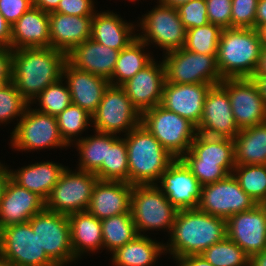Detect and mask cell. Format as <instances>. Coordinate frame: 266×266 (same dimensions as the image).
<instances>
[{
	"mask_svg": "<svg viewBox=\"0 0 266 266\" xmlns=\"http://www.w3.org/2000/svg\"><path fill=\"white\" fill-rule=\"evenodd\" d=\"M226 236V219L199 209L178 210L168 241L164 243L165 254L175 263L184 256L201 255Z\"/></svg>",
	"mask_w": 266,
	"mask_h": 266,
	"instance_id": "cell-1",
	"label": "cell"
},
{
	"mask_svg": "<svg viewBox=\"0 0 266 266\" xmlns=\"http://www.w3.org/2000/svg\"><path fill=\"white\" fill-rule=\"evenodd\" d=\"M67 55L52 47L13 50L12 83L31 103L47 86L62 78Z\"/></svg>",
	"mask_w": 266,
	"mask_h": 266,
	"instance_id": "cell-2",
	"label": "cell"
},
{
	"mask_svg": "<svg viewBox=\"0 0 266 266\" xmlns=\"http://www.w3.org/2000/svg\"><path fill=\"white\" fill-rule=\"evenodd\" d=\"M122 137L127 147L128 183L157 184L162 173L176 158L142 124Z\"/></svg>",
	"mask_w": 266,
	"mask_h": 266,
	"instance_id": "cell-3",
	"label": "cell"
},
{
	"mask_svg": "<svg viewBox=\"0 0 266 266\" xmlns=\"http://www.w3.org/2000/svg\"><path fill=\"white\" fill-rule=\"evenodd\" d=\"M262 45L255 28L222 29L217 67L223 79L251 78L257 69Z\"/></svg>",
	"mask_w": 266,
	"mask_h": 266,
	"instance_id": "cell-4",
	"label": "cell"
},
{
	"mask_svg": "<svg viewBox=\"0 0 266 266\" xmlns=\"http://www.w3.org/2000/svg\"><path fill=\"white\" fill-rule=\"evenodd\" d=\"M180 159L202 186L211 184L232 174L236 166L234 141L198 133Z\"/></svg>",
	"mask_w": 266,
	"mask_h": 266,
	"instance_id": "cell-5",
	"label": "cell"
},
{
	"mask_svg": "<svg viewBox=\"0 0 266 266\" xmlns=\"http://www.w3.org/2000/svg\"><path fill=\"white\" fill-rule=\"evenodd\" d=\"M130 211L138 235L162 231L168 237L178 212L156 184L132 186Z\"/></svg>",
	"mask_w": 266,
	"mask_h": 266,
	"instance_id": "cell-6",
	"label": "cell"
},
{
	"mask_svg": "<svg viewBox=\"0 0 266 266\" xmlns=\"http://www.w3.org/2000/svg\"><path fill=\"white\" fill-rule=\"evenodd\" d=\"M156 1L157 5L138 17L137 37L149 47L162 49V55L184 48L186 29L180 20L177 9L166 6L159 0Z\"/></svg>",
	"mask_w": 266,
	"mask_h": 266,
	"instance_id": "cell-7",
	"label": "cell"
},
{
	"mask_svg": "<svg viewBox=\"0 0 266 266\" xmlns=\"http://www.w3.org/2000/svg\"><path fill=\"white\" fill-rule=\"evenodd\" d=\"M10 133L9 148L15 151L35 152L42 149H69L63 140L55 116L38 112L29 105Z\"/></svg>",
	"mask_w": 266,
	"mask_h": 266,
	"instance_id": "cell-8",
	"label": "cell"
},
{
	"mask_svg": "<svg viewBox=\"0 0 266 266\" xmlns=\"http://www.w3.org/2000/svg\"><path fill=\"white\" fill-rule=\"evenodd\" d=\"M141 124L175 158H181L191 147L198 134L197 126L161 105L145 111Z\"/></svg>",
	"mask_w": 266,
	"mask_h": 266,
	"instance_id": "cell-9",
	"label": "cell"
},
{
	"mask_svg": "<svg viewBox=\"0 0 266 266\" xmlns=\"http://www.w3.org/2000/svg\"><path fill=\"white\" fill-rule=\"evenodd\" d=\"M166 81L172 84H211L223 80L217 67V55L198 54L184 48L162 55Z\"/></svg>",
	"mask_w": 266,
	"mask_h": 266,
	"instance_id": "cell-10",
	"label": "cell"
},
{
	"mask_svg": "<svg viewBox=\"0 0 266 266\" xmlns=\"http://www.w3.org/2000/svg\"><path fill=\"white\" fill-rule=\"evenodd\" d=\"M30 225L37 234L41 249L56 266H71L79 262L71 247L70 222L68 215L44 209L35 214Z\"/></svg>",
	"mask_w": 266,
	"mask_h": 266,
	"instance_id": "cell-11",
	"label": "cell"
},
{
	"mask_svg": "<svg viewBox=\"0 0 266 266\" xmlns=\"http://www.w3.org/2000/svg\"><path fill=\"white\" fill-rule=\"evenodd\" d=\"M98 180L94 173L67 166L45 201V209L63 215L86 211Z\"/></svg>",
	"mask_w": 266,
	"mask_h": 266,
	"instance_id": "cell-12",
	"label": "cell"
},
{
	"mask_svg": "<svg viewBox=\"0 0 266 266\" xmlns=\"http://www.w3.org/2000/svg\"><path fill=\"white\" fill-rule=\"evenodd\" d=\"M141 116L121 86L109 85L92 115V130L125 136L141 124Z\"/></svg>",
	"mask_w": 266,
	"mask_h": 266,
	"instance_id": "cell-13",
	"label": "cell"
},
{
	"mask_svg": "<svg viewBox=\"0 0 266 266\" xmlns=\"http://www.w3.org/2000/svg\"><path fill=\"white\" fill-rule=\"evenodd\" d=\"M0 257L16 266H56L41 249L29 221L0 228Z\"/></svg>",
	"mask_w": 266,
	"mask_h": 266,
	"instance_id": "cell-14",
	"label": "cell"
},
{
	"mask_svg": "<svg viewBox=\"0 0 266 266\" xmlns=\"http://www.w3.org/2000/svg\"><path fill=\"white\" fill-rule=\"evenodd\" d=\"M256 201L241 188L233 174L225 179L202 186L198 209L213 216H230L253 209Z\"/></svg>",
	"mask_w": 266,
	"mask_h": 266,
	"instance_id": "cell-15",
	"label": "cell"
},
{
	"mask_svg": "<svg viewBox=\"0 0 266 266\" xmlns=\"http://www.w3.org/2000/svg\"><path fill=\"white\" fill-rule=\"evenodd\" d=\"M220 84L227 90L240 130L266 122V104L252 78L223 79Z\"/></svg>",
	"mask_w": 266,
	"mask_h": 266,
	"instance_id": "cell-16",
	"label": "cell"
},
{
	"mask_svg": "<svg viewBox=\"0 0 266 266\" xmlns=\"http://www.w3.org/2000/svg\"><path fill=\"white\" fill-rule=\"evenodd\" d=\"M197 131L209 137L232 140L239 133L227 90L221 84L211 86L207 92Z\"/></svg>",
	"mask_w": 266,
	"mask_h": 266,
	"instance_id": "cell-17",
	"label": "cell"
},
{
	"mask_svg": "<svg viewBox=\"0 0 266 266\" xmlns=\"http://www.w3.org/2000/svg\"><path fill=\"white\" fill-rule=\"evenodd\" d=\"M226 233L249 257L266 249V204L230 216Z\"/></svg>",
	"mask_w": 266,
	"mask_h": 266,
	"instance_id": "cell-18",
	"label": "cell"
},
{
	"mask_svg": "<svg viewBox=\"0 0 266 266\" xmlns=\"http://www.w3.org/2000/svg\"><path fill=\"white\" fill-rule=\"evenodd\" d=\"M156 185L177 210L198 209L202 185L180 158L168 166Z\"/></svg>",
	"mask_w": 266,
	"mask_h": 266,
	"instance_id": "cell-19",
	"label": "cell"
},
{
	"mask_svg": "<svg viewBox=\"0 0 266 266\" xmlns=\"http://www.w3.org/2000/svg\"><path fill=\"white\" fill-rule=\"evenodd\" d=\"M154 58L121 87L142 115L145 111L161 104L165 77L163 60Z\"/></svg>",
	"mask_w": 266,
	"mask_h": 266,
	"instance_id": "cell-20",
	"label": "cell"
},
{
	"mask_svg": "<svg viewBox=\"0 0 266 266\" xmlns=\"http://www.w3.org/2000/svg\"><path fill=\"white\" fill-rule=\"evenodd\" d=\"M211 84L164 83L161 106L199 125Z\"/></svg>",
	"mask_w": 266,
	"mask_h": 266,
	"instance_id": "cell-21",
	"label": "cell"
},
{
	"mask_svg": "<svg viewBox=\"0 0 266 266\" xmlns=\"http://www.w3.org/2000/svg\"><path fill=\"white\" fill-rule=\"evenodd\" d=\"M62 78L71 94L72 104L80 106L93 115L110 82L100 76L79 70L66 61Z\"/></svg>",
	"mask_w": 266,
	"mask_h": 266,
	"instance_id": "cell-22",
	"label": "cell"
},
{
	"mask_svg": "<svg viewBox=\"0 0 266 266\" xmlns=\"http://www.w3.org/2000/svg\"><path fill=\"white\" fill-rule=\"evenodd\" d=\"M45 209V201L9 179L0 202V228L28 222Z\"/></svg>",
	"mask_w": 266,
	"mask_h": 266,
	"instance_id": "cell-23",
	"label": "cell"
},
{
	"mask_svg": "<svg viewBox=\"0 0 266 266\" xmlns=\"http://www.w3.org/2000/svg\"><path fill=\"white\" fill-rule=\"evenodd\" d=\"M132 186L123 181L98 180L87 211L99 220L122 213H131Z\"/></svg>",
	"mask_w": 266,
	"mask_h": 266,
	"instance_id": "cell-24",
	"label": "cell"
},
{
	"mask_svg": "<svg viewBox=\"0 0 266 266\" xmlns=\"http://www.w3.org/2000/svg\"><path fill=\"white\" fill-rule=\"evenodd\" d=\"M137 23L127 21L114 11H96L92 19L91 39L121 51L137 38Z\"/></svg>",
	"mask_w": 266,
	"mask_h": 266,
	"instance_id": "cell-25",
	"label": "cell"
},
{
	"mask_svg": "<svg viewBox=\"0 0 266 266\" xmlns=\"http://www.w3.org/2000/svg\"><path fill=\"white\" fill-rule=\"evenodd\" d=\"M93 16L49 13L51 47L68 55L77 45L91 38Z\"/></svg>",
	"mask_w": 266,
	"mask_h": 266,
	"instance_id": "cell-26",
	"label": "cell"
},
{
	"mask_svg": "<svg viewBox=\"0 0 266 266\" xmlns=\"http://www.w3.org/2000/svg\"><path fill=\"white\" fill-rule=\"evenodd\" d=\"M120 51L104 46L89 38L77 45L68 55L67 61L75 68L111 79Z\"/></svg>",
	"mask_w": 266,
	"mask_h": 266,
	"instance_id": "cell-27",
	"label": "cell"
},
{
	"mask_svg": "<svg viewBox=\"0 0 266 266\" xmlns=\"http://www.w3.org/2000/svg\"><path fill=\"white\" fill-rule=\"evenodd\" d=\"M51 47L49 13L32 6L11 26L12 50Z\"/></svg>",
	"mask_w": 266,
	"mask_h": 266,
	"instance_id": "cell-28",
	"label": "cell"
},
{
	"mask_svg": "<svg viewBox=\"0 0 266 266\" xmlns=\"http://www.w3.org/2000/svg\"><path fill=\"white\" fill-rule=\"evenodd\" d=\"M67 166L55 161H40L11 169V179L19 186L36 193L44 201L47 200L53 187L59 181L62 172Z\"/></svg>",
	"mask_w": 266,
	"mask_h": 266,
	"instance_id": "cell-29",
	"label": "cell"
},
{
	"mask_svg": "<svg viewBox=\"0 0 266 266\" xmlns=\"http://www.w3.org/2000/svg\"><path fill=\"white\" fill-rule=\"evenodd\" d=\"M70 222L71 247L74 257L81 261L83 256L103 252L101 220L90 212L80 211L68 215ZM96 252V253H95Z\"/></svg>",
	"mask_w": 266,
	"mask_h": 266,
	"instance_id": "cell-30",
	"label": "cell"
},
{
	"mask_svg": "<svg viewBox=\"0 0 266 266\" xmlns=\"http://www.w3.org/2000/svg\"><path fill=\"white\" fill-rule=\"evenodd\" d=\"M110 255L112 266H156L165 255V245L163 240L160 242L149 235H138Z\"/></svg>",
	"mask_w": 266,
	"mask_h": 266,
	"instance_id": "cell-31",
	"label": "cell"
},
{
	"mask_svg": "<svg viewBox=\"0 0 266 266\" xmlns=\"http://www.w3.org/2000/svg\"><path fill=\"white\" fill-rule=\"evenodd\" d=\"M233 141L236 165H266V122L241 129Z\"/></svg>",
	"mask_w": 266,
	"mask_h": 266,
	"instance_id": "cell-32",
	"label": "cell"
},
{
	"mask_svg": "<svg viewBox=\"0 0 266 266\" xmlns=\"http://www.w3.org/2000/svg\"><path fill=\"white\" fill-rule=\"evenodd\" d=\"M149 46L138 37L122 49L116 61L110 85L121 86L137 72L146 67L155 57Z\"/></svg>",
	"mask_w": 266,
	"mask_h": 266,
	"instance_id": "cell-33",
	"label": "cell"
},
{
	"mask_svg": "<svg viewBox=\"0 0 266 266\" xmlns=\"http://www.w3.org/2000/svg\"><path fill=\"white\" fill-rule=\"evenodd\" d=\"M99 180L128 183V159L125 139L107 133V163L94 173Z\"/></svg>",
	"mask_w": 266,
	"mask_h": 266,
	"instance_id": "cell-34",
	"label": "cell"
},
{
	"mask_svg": "<svg viewBox=\"0 0 266 266\" xmlns=\"http://www.w3.org/2000/svg\"><path fill=\"white\" fill-rule=\"evenodd\" d=\"M94 134L84 136L71 147L76 148L78 163L76 169L95 173L102 163H107V133L93 130Z\"/></svg>",
	"mask_w": 266,
	"mask_h": 266,
	"instance_id": "cell-35",
	"label": "cell"
},
{
	"mask_svg": "<svg viewBox=\"0 0 266 266\" xmlns=\"http://www.w3.org/2000/svg\"><path fill=\"white\" fill-rule=\"evenodd\" d=\"M103 250L112 253L138 236L131 213H122L101 220Z\"/></svg>",
	"mask_w": 266,
	"mask_h": 266,
	"instance_id": "cell-36",
	"label": "cell"
},
{
	"mask_svg": "<svg viewBox=\"0 0 266 266\" xmlns=\"http://www.w3.org/2000/svg\"><path fill=\"white\" fill-rule=\"evenodd\" d=\"M63 140L71 147L82 139V134L92 127V115L80 106L71 104L56 116ZM88 129V130H87Z\"/></svg>",
	"mask_w": 266,
	"mask_h": 266,
	"instance_id": "cell-37",
	"label": "cell"
},
{
	"mask_svg": "<svg viewBox=\"0 0 266 266\" xmlns=\"http://www.w3.org/2000/svg\"><path fill=\"white\" fill-rule=\"evenodd\" d=\"M232 174L257 204H266V165H236Z\"/></svg>",
	"mask_w": 266,
	"mask_h": 266,
	"instance_id": "cell-38",
	"label": "cell"
},
{
	"mask_svg": "<svg viewBox=\"0 0 266 266\" xmlns=\"http://www.w3.org/2000/svg\"><path fill=\"white\" fill-rule=\"evenodd\" d=\"M71 104V94L63 78L52 85L47 86L30 103V105L34 107L37 105L34 109L38 112L55 117Z\"/></svg>",
	"mask_w": 266,
	"mask_h": 266,
	"instance_id": "cell-39",
	"label": "cell"
},
{
	"mask_svg": "<svg viewBox=\"0 0 266 266\" xmlns=\"http://www.w3.org/2000/svg\"><path fill=\"white\" fill-rule=\"evenodd\" d=\"M201 256L213 266H249L250 257L227 236L207 248Z\"/></svg>",
	"mask_w": 266,
	"mask_h": 266,
	"instance_id": "cell-40",
	"label": "cell"
},
{
	"mask_svg": "<svg viewBox=\"0 0 266 266\" xmlns=\"http://www.w3.org/2000/svg\"><path fill=\"white\" fill-rule=\"evenodd\" d=\"M222 29L212 23L186 30L184 49L198 54L217 55Z\"/></svg>",
	"mask_w": 266,
	"mask_h": 266,
	"instance_id": "cell-41",
	"label": "cell"
},
{
	"mask_svg": "<svg viewBox=\"0 0 266 266\" xmlns=\"http://www.w3.org/2000/svg\"><path fill=\"white\" fill-rule=\"evenodd\" d=\"M30 103L19 93L11 82L0 90V126L16 122L23 117ZM14 120V121H13Z\"/></svg>",
	"mask_w": 266,
	"mask_h": 266,
	"instance_id": "cell-42",
	"label": "cell"
},
{
	"mask_svg": "<svg viewBox=\"0 0 266 266\" xmlns=\"http://www.w3.org/2000/svg\"><path fill=\"white\" fill-rule=\"evenodd\" d=\"M176 9L186 30L209 23L206 0H191Z\"/></svg>",
	"mask_w": 266,
	"mask_h": 266,
	"instance_id": "cell-43",
	"label": "cell"
},
{
	"mask_svg": "<svg viewBox=\"0 0 266 266\" xmlns=\"http://www.w3.org/2000/svg\"><path fill=\"white\" fill-rule=\"evenodd\" d=\"M258 0H232V28H255Z\"/></svg>",
	"mask_w": 266,
	"mask_h": 266,
	"instance_id": "cell-44",
	"label": "cell"
},
{
	"mask_svg": "<svg viewBox=\"0 0 266 266\" xmlns=\"http://www.w3.org/2000/svg\"><path fill=\"white\" fill-rule=\"evenodd\" d=\"M209 23L221 29L232 28V0H206Z\"/></svg>",
	"mask_w": 266,
	"mask_h": 266,
	"instance_id": "cell-45",
	"label": "cell"
},
{
	"mask_svg": "<svg viewBox=\"0 0 266 266\" xmlns=\"http://www.w3.org/2000/svg\"><path fill=\"white\" fill-rule=\"evenodd\" d=\"M95 4V0H60L54 12L75 16H94L97 11Z\"/></svg>",
	"mask_w": 266,
	"mask_h": 266,
	"instance_id": "cell-46",
	"label": "cell"
},
{
	"mask_svg": "<svg viewBox=\"0 0 266 266\" xmlns=\"http://www.w3.org/2000/svg\"><path fill=\"white\" fill-rule=\"evenodd\" d=\"M33 6V0H0V13L12 26Z\"/></svg>",
	"mask_w": 266,
	"mask_h": 266,
	"instance_id": "cell-47",
	"label": "cell"
},
{
	"mask_svg": "<svg viewBox=\"0 0 266 266\" xmlns=\"http://www.w3.org/2000/svg\"><path fill=\"white\" fill-rule=\"evenodd\" d=\"M13 50L0 47V78H12Z\"/></svg>",
	"mask_w": 266,
	"mask_h": 266,
	"instance_id": "cell-48",
	"label": "cell"
},
{
	"mask_svg": "<svg viewBox=\"0 0 266 266\" xmlns=\"http://www.w3.org/2000/svg\"><path fill=\"white\" fill-rule=\"evenodd\" d=\"M11 45V25L0 13V47L10 48Z\"/></svg>",
	"mask_w": 266,
	"mask_h": 266,
	"instance_id": "cell-49",
	"label": "cell"
},
{
	"mask_svg": "<svg viewBox=\"0 0 266 266\" xmlns=\"http://www.w3.org/2000/svg\"><path fill=\"white\" fill-rule=\"evenodd\" d=\"M175 263V266H213L201 255L184 256L182 258H179Z\"/></svg>",
	"mask_w": 266,
	"mask_h": 266,
	"instance_id": "cell-50",
	"label": "cell"
},
{
	"mask_svg": "<svg viewBox=\"0 0 266 266\" xmlns=\"http://www.w3.org/2000/svg\"><path fill=\"white\" fill-rule=\"evenodd\" d=\"M59 2L60 0H33V6L46 13H51L57 9Z\"/></svg>",
	"mask_w": 266,
	"mask_h": 266,
	"instance_id": "cell-51",
	"label": "cell"
},
{
	"mask_svg": "<svg viewBox=\"0 0 266 266\" xmlns=\"http://www.w3.org/2000/svg\"><path fill=\"white\" fill-rule=\"evenodd\" d=\"M11 178L9 166L5 165V162L2 163L0 160V202L3 197L6 185Z\"/></svg>",
	"mask_w": 266,
	"mask_h": 266,
	"instance_id": "cell-52",
	"label": "cell"
},
{
	"mask_svg": "<svg viewBox=\"0 0 266 266\" xmlns=\"http://www.w3.org/2000/svg\"><path fill=\"white\" fill-rule=\"evenodd\" d=\"M261 24H266V0H258L255 15V29Z\"/></svg>",
	"mask_w": 266,
	"mask_h": 266,
	"instance_id": "cell-53",
	"label": "cell"
},
{
	"mask_svg": "<svg viewBox=\"0 0 266 266\" xmlns=\"http://www.w3.org/2000/svg\"><path fill=\"white\" fill-rule=\"evenodd\" d=\"M251 78L257 84L263 101L266 104V75H253Z\"/></svg>",
	"mask_w": 266,
	"mask_h": 266,
	"instance_id": "cell-54",
	"label": "cell"
},
{
	"mask_svg": "<svg viewBox=\"0 0 266 266\" xmlns=\"http://www.w3.org/2000/svg\"><path fill=\"white\" fill-rule=\"evenodd\" d=\"M249 266H266V249L250 257Z\"/></svg>",
	"mask_w": 266,
	"mask_h": 266,
	"instance_id": "cell-55",
	"label": "cell"
},
{
	"mask_svg": "<svg viewBox=\"0 0 266 266\" xmlns=\"http://www.w3.org/2000/svg\"><path fill=\"white\" fill-rule=\"evenodd\" d=\"M254 75H266V47H262L259 63Z\"/></svg>",
	"mask_w": 266,
	"mask_h": 266,
	"instance_id": "cell-56",
	"label": "cell"
},
{
	"mask_svg": "<svg viewBox=\"0 0 266 266\" xmlns=\"http://www.w3.org/2000/svg\"><path fill=\"white\" fill-rule=\"evenodd\" d=\"M256 30L262 47H266V24H261Z\"/></svg>",
	"mask_w": 266,
	"mask_h": 266,
	"instance_id": "cell-57",
	"label": "cell"
},
{
	"mask_svg": "<svg viewBox=\"0 0 266 266\" xmlns=\"http://www.w3.org/2000/svg\"><path fill=\"white\" fill-rule=\"evenodd\" d=\"M161 3H163L166 6H171L174 8H177L178 6L188 3L191 0H159Z\"/></svg>",
	"mask_w": 266,
	"mask_h": 266,
	"instance_id": "cell-58",
	"label": "cell"
},
{
	"mask_svg": "<svg viewBox=\"0 0 266 266\" xmlns=\"http://www.w3.org/2000/svg\"><path fill=\"white\" fill-rule=\"evenodd\" d=\"M12 82V78H0V90Z\"/></svg>",
	"mask_w": 266,
	"mask_h": 266,
	"instance_id": "cell-59",
	"label": "cell"
},
{
	"mask_svg": "<svg viewBox=\"0 0 266 266\" xmlns=\"http://www.w3.org/2000/svg\"><path fill=\"white\" fill-rule=\"evenodd\" d=\"M0 266H16L14 263L0 257Z\"/></svg>",
	"mask_w": 266,
	"mask_h": 266,
	"instance_id": "cell-60",
	"label": "cell"
},
{
	"mask_svg": "<svg viewBox=\"0 0 266 266\" xmlns=\"http://www.w3.org/2000/svg\"><path fill=\"white\" fill-rule=\"evenodd\" d=\"M137 1H139V0H128V2H137Z\"/></svg>",
	"mask_w": 266,
	"mask_h": 266,
	"instance_id": "cell-61",
	"label": "cell"
}]
</instances>
